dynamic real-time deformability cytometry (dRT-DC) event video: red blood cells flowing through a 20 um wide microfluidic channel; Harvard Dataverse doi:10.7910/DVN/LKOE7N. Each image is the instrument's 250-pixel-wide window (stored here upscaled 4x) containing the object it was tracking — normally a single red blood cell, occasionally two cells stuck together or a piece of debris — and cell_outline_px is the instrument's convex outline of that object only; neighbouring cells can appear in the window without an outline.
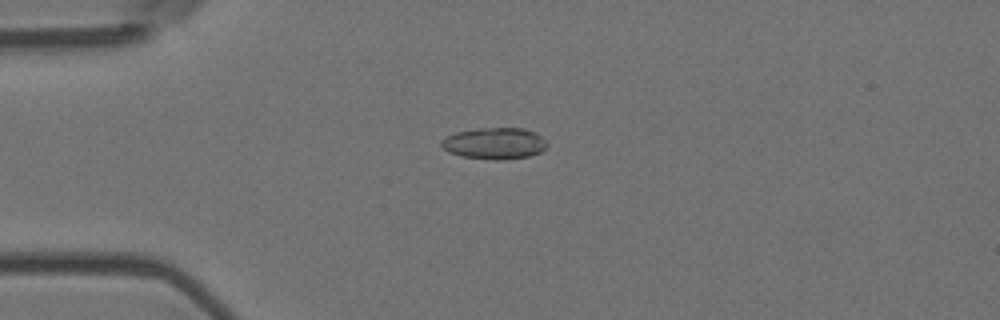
{"species": "Egyptian fruit bat (a non-hibernating species)", "species_latin": "Rousettus aegyptiacus", "temperature_condition": "room temperature", "stored_images_in_passage": 5, "camera_frame_rate_fps": 3000, "um_per_image_px": 0.085, "animal": {"sex": "female"}, "frame": {"image": 1, "passage_image": 4, "time_ms": 1.0, "image_size_px": [1000, 320], "cell_outline_px": [[548, 144], [540, 152], [528, 156], [460, 156], [448, 152], [440, 144], [440, 140], [456, 132], [480, 128], [524, 128], [536, 132]], "centroid_in_image_um": [42.01, 12.11], "position_along_channel_um": 43.0, "area_um2": 18.26}}